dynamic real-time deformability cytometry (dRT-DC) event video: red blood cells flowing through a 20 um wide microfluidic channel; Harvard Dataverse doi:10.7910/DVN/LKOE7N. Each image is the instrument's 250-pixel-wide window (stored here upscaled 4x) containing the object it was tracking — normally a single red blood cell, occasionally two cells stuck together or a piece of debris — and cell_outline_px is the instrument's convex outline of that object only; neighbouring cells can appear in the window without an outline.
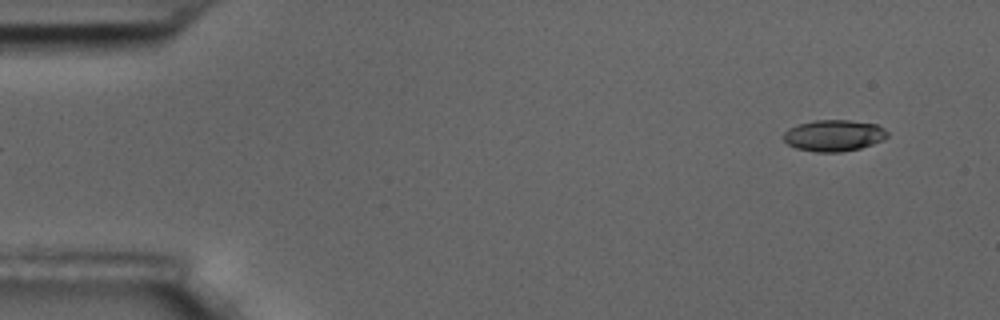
{"species": "common noctule bat (a hibernating species)", "species_latin": "Nyctalus noctula", "temperature_condition": "room temperature", "stored_images_in_passage": 7, "camera_frame_rate_fps": 3000, "um_per_image_px": 0.085, "animal": {"sex": "male", "body_mass_g": 17.5, "forearm_length_mm": 52.3}, "frame": {"image": 1, "passage_image": 1, "time_ms": 0.0, "image_size_px": [1000, 320], "cell_outline_px": [[888, 136], [872, 144], [860, 148], [840, 152], [816, 152], [796, 148], [788, 144], [780, 136], [788, 128], [796, 124], [816, 120], [848, 120], [876, 124], [884, 128], [888, 132]], "centroid_in_image_um": [70.83, 11.51], "position_along_channel_um": 14.2, "area_um2": 19.07}}
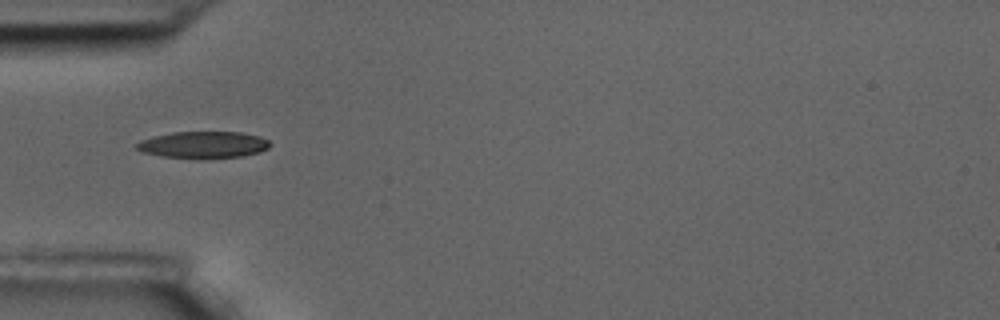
{"frame": {"image": 2, "passage_image": 5, "time_ms": 1.333, "image_size_px": [1000, 320], "cell_outline_px": [[272, 144], [268, 148], [260, 152], [240, 156], [160, 156], [144, 152], [136, 148], [136, 144], [140, 140], [152, 136], [172, 132], [240, 132], [260, 136], [268, 140]], "centroid_in_image_um": [17.29, 12.26], "position_along_channel_um": 67.7, "area_um2": 20.06}}